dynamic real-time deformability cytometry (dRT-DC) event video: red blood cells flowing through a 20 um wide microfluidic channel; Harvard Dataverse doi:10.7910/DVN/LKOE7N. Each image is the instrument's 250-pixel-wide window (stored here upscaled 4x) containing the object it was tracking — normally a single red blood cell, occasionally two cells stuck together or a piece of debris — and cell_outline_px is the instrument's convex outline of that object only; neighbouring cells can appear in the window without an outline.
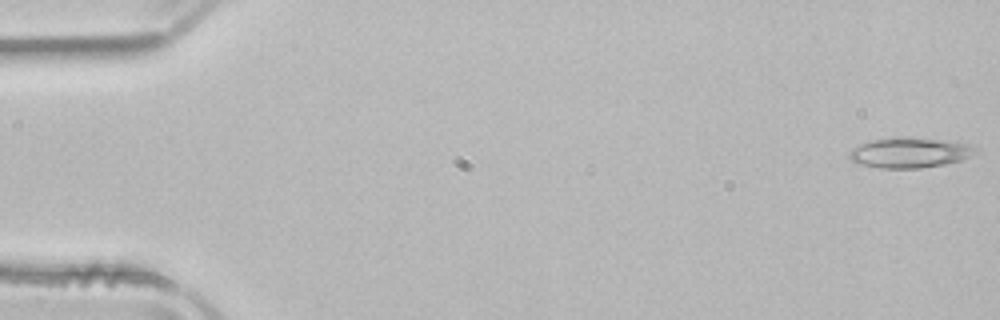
{"species": "common noctule bat (a hibernating species)", "species_latin": "Nyctalus noctula", "temperature_condition": "room temperature", "stored_images_in_passage": 51, "camera_frame_rate_fps": 3000, "um_per_image_px": 0.085, "animal": {"sex": "male", "body_mass_g": 21.5, "forearm_length_mm": 52.0}, "frame": {"image": 1, "passage_image": 1, "time_ms": 0.0, "image_size_px": [1000, 320], "cell_outline_px": [[980, 152], [964, 160], [944, 164], [920, 168], [880, 168], [864, 164], [852, 160], [848, 156], [852, 148], [860, 144], [872, 140], [936, 140], [968, 144], [980, 148]], "centroid_in_image_um": [77.42, 13.03], "position_along_channel_um": 7.6, "area_um2": 21.21}}
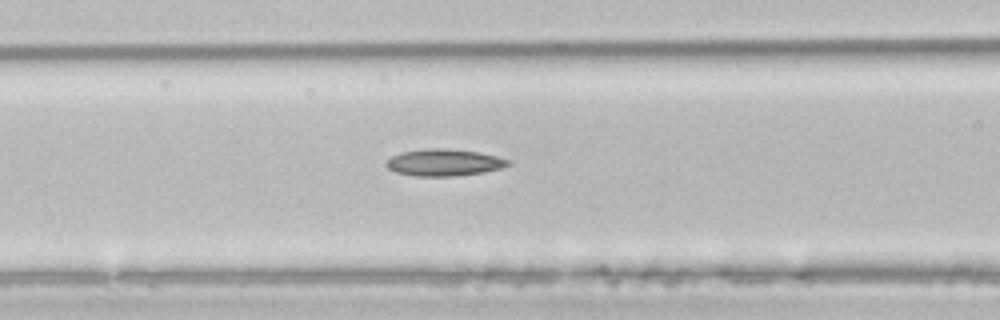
{"frame": {"image": 2, "passage_image": 21, "time_ms": 6.667, "image_size_px": [1000, 320], "cell_outline_px": [[512, 164], [500, 168], [484, 172], [456, 176], [416, 176], [396, 172], [388, 168], [384, 164], [392, 156], [400, 152], [424, 148], [448, 148], [476, 152], [496, 156], [512, 160]], "centroid_in_image_um": [37.75, 13.81], "position_along_channel_um": 128.9, "area_um2": 19.19}}
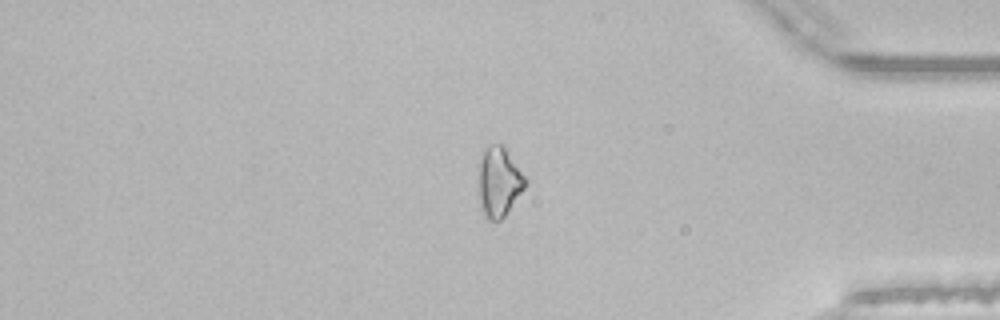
{"frame": {"image": 3, "passage_image": 43, "time_ms": 14.0, "image_size_px": [1000, 320], "cell_outline_px": [[528, 184], [504, 216], [500, 220], [488, 220], [484, 216], [480, 208], [476, 192], [480, 164], [484, 152], [488, 144], [504, 144], [528, 180]], "centroid_in_image_um": [42.4, 15.47], "position_along_channel_um": 392.8, "area_um2": 19.54}}